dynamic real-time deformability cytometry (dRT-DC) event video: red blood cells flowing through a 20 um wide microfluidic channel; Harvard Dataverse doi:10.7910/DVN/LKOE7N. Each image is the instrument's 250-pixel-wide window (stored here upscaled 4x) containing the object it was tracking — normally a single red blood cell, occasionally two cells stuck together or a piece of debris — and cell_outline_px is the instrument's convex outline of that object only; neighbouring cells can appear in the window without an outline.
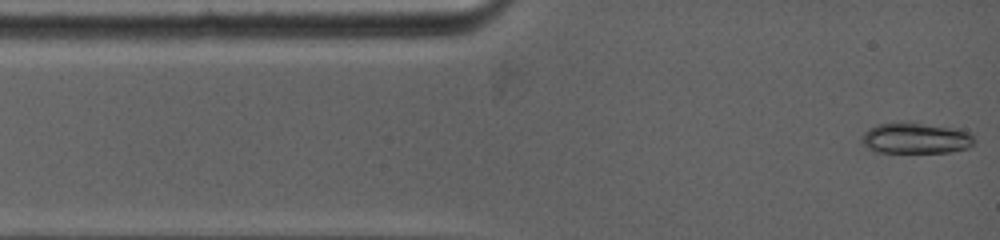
{"species": "common noctule bat (a hibernating species)", "species_latin": "Nyctalus noctula", "temperature_condition": "warm", "stored_images_in_passage": 19, "camera_frame_rate_fps": 5000, "um_per_image_px": 0.085, "animal": {"sex": "female", "body_mass_g": 19.0, "forearm_length_mm": 53.3}, "frame": {"image": 1, "passage_image": 1, "time_ms": 0.0, "image_size_px": [1000, 240], "cell_outline_px": [[976, 140], [968, 148], [948, 152], [876, 152], [860, 144], [860, 136], [868, 128], [876, 124], [920, 124], [956, 128], [972, 132]], "centroid_in_image_um": [77.83, 11.77], "position_along_channel_um": 7.2, "area_um2": 20.11}}
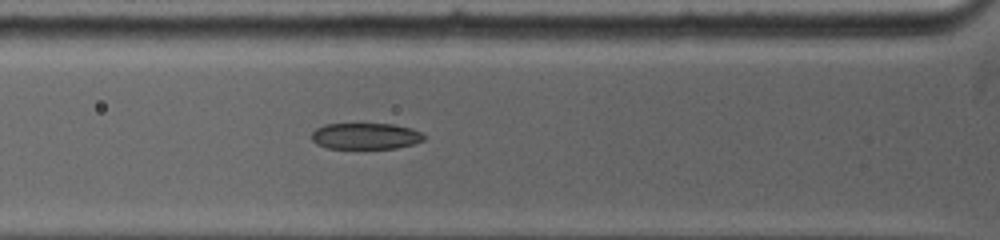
{"frame": {"image": 2, "passage_image": 13, "time_ms": 3.4, "image_size_px": [1000, 240], "cell_outline_px": [[424, 140], [412, 144], [396, 148], [328, 148], [316, 144], [312, 140], [312, 132], [316, 128], [324, 124], [392, 124], [412, 128], [420, 132], [424, 136]], "centroid_in_image_um": [31.05, 11.56], "position_along_channel_um": 94.7, "area_um2": 17.11}}
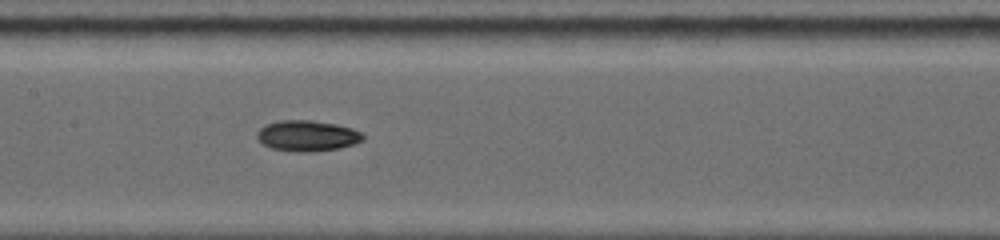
{"frame": {"image": 3, "passage_image": 19, "time_ms": 5.6, "image_size_px": [1000, 240], "cell_outline_px": [[364, 140], [340, 148], [308, 152], [296, 152], [272, 148], [264, 144], [256, 136], [256, 132], [260, 128], [268, 124], [280, 120], [312, 120], [336, 124], [352, 128], [360, 132], [364, 136]], "centroid_in_image_um": [26.12, 11.54], "position_along_channel_um": 181.3, "area_um2": 18.9}}